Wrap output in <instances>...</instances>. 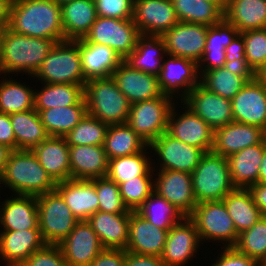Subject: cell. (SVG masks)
Listing matches in <instances>:
<instances>
[{"instance_id":"cell-14","label":"cell","mask_w":266,"mask_h":266,"mask_svg":"<svg viewBox=\"0 0 266 266\" xmlns=\"http://www.w3.org/2000/svg\"><path fill=\"white\" fill-rule=\"evenodd\" d=\"M132 19L145 36H162L179 22L171 0H134Z\"/></svg>"},{"instance_id":"cell-43","label":"cell","mask_w":266,"mask_h":266,"mask_svg":"<svg viewBox=\"0 0 266 266\" xmlns=\"http://www.w3.org/2000/svg\"><path fill=\"white\" fill-rule=\"evenodd\" d=\"M136 212L153 225L167 232L185 217L173 204L154 191Z\"/></svg>"},{"instance_id":"cell-5","label":"cell","mask_w":266,"mask_h":266,"mask_svg":"<svg viewBox=\"0 0 266 266\" xmlns=\"http://www.w3.org/2000/svg\"><path fill=\"white\" fill-rule=\"evenodd\" d=\"M49 84H74L85 86L79 40L57 42L39 69L32 76Z\"/></svg>"},{"instance_id":"cell-46","label":"cell","mask_w":266,"mask_h":266,"mask_svg":"<svg viewBox=\"0 0 266 266\" xmlns=\"http://www.w3.org/2000/svg\"><path fill=\"white\" fill-rule=\"evenodd\" d=\"M108 124L86 114L85 117L65 136L68 146H103Z\"/></svg>"},{"instance_id":"cell-61","label":"cell","mask_w":266,"mask_h":266,"mask_svg":"<svg viewBox=\"0 0 266 266\" xmlns=\"http://www.w3.org/2000/svg\"><path fill=\"white\" fill-rule=\"evenodd\" d=\"M258 183L266 184V147L262 157V162L260 164L259 174H258Z\"/></svg>"},{"instance_id":"cell-64","label":"cell","mask_w":266,"mask_h":266,"mask_svg":"<svg viewBox=\"0 0 266 266\" xmlns=\"http://www.w3.org/2000/svg\"><path fill=\"white\" fill-rule=\"evenodd\" d=\"M52 1L56 2L57 4L61 6L62 4L70 2L72 0H52Z\"/></svg>"},{"instance_id":"cell-42","label":"cell","mask_w":266,"mask_h":266,"mask_svg":"<svg viewBox=\"0 0 266 266\" xmlns=\"http://www.w3.org/2000/svg\"><path fill=\"white\" fill-rule=\"evenodd\" d=\"M179 22L213 26L224 19V11L209 0H171Z\"/></svg>"},{"instance_id":"cell-56","label":"cell","mask_w":266,"mask_h":266,"mask_svg":"<svg viewBox=\"0 0 266 266\" xmlns=\"http://www.w3.org/2000/svg\"><path fill=\"white\" fill-rule=\"evenodd\" d=\"M0 144L8 145L13 150H16V138L10 115L2 112H0Z\"/></svg>"},{"instance_id":"cell-52","label":"cell","mask_w":266,"mask_h":266,"mask_svg":"<svg viewBox=\"0 0 266 266\" xmlns=\"http://www.w3.org/2000/svg\"><path fill=\"white\" fill-rule=\"evenodd\" d=\"M99 17L132 19L134 0H94Z\"/></svg>"},{"instance_id":"cell-54","label":"cell","mask_w":266,"mask_h":266,"mask_svg":"<svg viewBox=\"0 0 266 266\" xmlns=\"http://www.w3.org/2000/svg\"><path fill=\"white\" fill-rule=\"evenodd\" d=\"M225 60L226 65L246 69L245 43L240 33L225 48Z\"/></svg>"},{"instance_id":"cell-41","label":"cell","mask_w":266,"mask_h":266,"mask_svg":"<svg viewBox=\"0 0 266 266\" xmlns=\"http://www.w3.org/2000/svg\"><path fill=\"white\" fill-rule=\"evenodd\" d=\"M34 109L41 110L78 104L84 98V86L44 83L41 91L34 92Z\"/></svg>"},{"instance_id":"cell-16","label":"cell","mask_w":266,"mask_h":266,"mask_svg":"<svg viewBox=\"0 0 266 266\" xmlns=\"http://www.w3.org/2000/svg\"><path fill=\"white\" fill-rule=\"evenodd\" d=\"M157 175L153 179V191L189 217L198 204L193 194L192 175L174 170H159Z\"/></svg>"},{"instance_id":"cell-63","label":"cell","mask_w":266,"mask_h":266,"mask_svg":"<svg viewBox=\"0 0 266 266\" xmlns=\"http://www.w3.org/2000/svg\"><path fill=\"white\" fill-rule=\"evenodd\" d=\"M218 5L223 11L226 10V8L229 5L230 0H209Z\"/></svg>"},{"instance_id":"cell-34","label":"cell","mask_w":266,"mask_h":266,"mask_svg":"<svg viewBox=\"0 0 266 266\" xmlns=\"http://www.w3.org/2000/svg\"><path fill=\"white\" fill-rule=\"evenodd\" d=\"M63 32L66 40L83 39L96 21L94 0H72L61 5Z\"/></svg>"},{"instance_id":"cell-29","label":"cell","mask_w":266,"mask_h":266,"mask_svg":"<svg viewBox=\"0 0 266 266\" xmlns=\"http://www.w3.org/2000/svg\"><path fill=\"white\" fill-rule=\"evenodd\" d=\"M83 76L86 81L110 77L123 59L111 48L79 39Z\"/></svg>"},{"instance_id":"cell-28","label":"cell","mask_w":266,"mask_h":266,"mask_svg":"<svg viewBox=\"0 0 266 266\" xmlns=\"http://www.w3.org/2000/svg\"><path fill=\"white\" fill-rule=\"evenodd\" d=\"M87 222L96 232L103 248L123 249L129 239L130 213L116 214L97 211Z\"/></svg>"},{"instance_id":"cell-62","label":"cell","mask_w":266,"mask_h":266,"mask_svg":"<svg viewBox=\"0 0 266 266\" xmlns=\"http://www.w3.org/2000/svg\"><path fill=\"white\" fill-rule=\"evenodd\" d=\"M254 76L266 85V63L254 74Z\"/></svg>"},{"instance_id":"cell-10","label":"cell","mask_w":266,"mask_h":266,"mask_svg":"<svg viewBox=\"0 0 266 266\" xmlns=\"http://www.w3.org/2000/svg\"><path fill=\"white\" fill-rule=\"evenodd\" d=\"M141 36L133 19H117L97 16L86 42L111 47L123 60L135 49Z\"/></svg>"},{"instance_id":"cell-7","label":"cell","mask_w":266,"mask_h":266,"mask_svg":"<svg viewBox=\"0 0 266 266\" xmlns=\"http://www.w3.org/2000/svg\"><path fill=\"white\" fill-rule=\"evenodd\" d=\"M41 237L45 244L58 245L80 221L56 191L36 197Z\"/></svg>"},{"instance_id":"cell-20","label":"cell","mask_w":266,"mask_h":266,"mask_svg":"<svg viewBox=\"0 0 266 266\" xmlns=\"http://www.w3.org/2000/svg\"><path fill=\"white\" fill-rule=\"evenodd\" d=\"M200 241L195 224L184 217L168 231L161 260L165 266H183L193 258Z\"/></svg>"},{"instance_id":"cell-24","label":"cell","mask_w":266,"mask_h":266,"mask_svg":"<svg viewBox=\"0 0 266 266\" xmlns=\"http://www.w3.org/2000/svg\"><path fill=\"white\" fill-rule=\"evenodd\" d=\"M32 152L55 183L71 179L69 146L65 137L49 136Z\"/></svg>"},{"instance_id":"cell-44","label":"cell","mask_w":266,"mask_h":266,"mask_svg":"<svg viewBox=\"0 0 266 266\" xmlns=\"http://www.w3.org/2000/svg\"><path fill=\"white\" fill-rule=\"evenodd\" d=\"M144 151L146 150L133 155L110 159L107 177L118 185L137 176H152V163Z\"/></svg>"},{"instance_id":"cell-38","label":"cell","mask_w":266,"mask_h":266,"mask_svg":"<svg viewBox=\"0 0 266 266\" xmlns=\"http://www.w3.org/2000/svg\"><path fill=\"white\" fill-rule=\"evenodd\" d=\"M87 114L85 99L78 104L41 110L42 124L50 136L65 137Z\"/></svg>"},{"instance_id":"cell-27","label":"cell","mask_w":266,"mask_h":266,"mask_svg":"<svg viewBox=\"0 0 266 266\" xmlns=\"http://www.w3.org/2000/svg\"><path fill=\"white\" fill-rule=\"evenodd\" d=\"M45 245L40 229L2 231L0 256L6 266H20L33 252Z\"/></svg>"},{"instance_id":"cell-47","label":"cell","mask_w":266,"mask_h":266,"mask_svg":"<svg viewBox=\"0 0 266 266\" xmlns=\"http://www.w3.org/2000/svg\"><path fill=\"white\" fill-rule=\"evenodd\" d=\"M234 247L260 263L266 256V216L241 232Z\"/></svg>"},{"instance_id":"cell-35","label":"cell","mask_w":266,"mask_h":266,"mask_svg":"<svg viewBox=\"0 0 266 266\" xmlns=\"http://www.w3.org/2000/svg\"><path fill=\"white\" fill-rule=\"evenodd\" d=\"M164 54L167 56L165 42L161 36L141 35L135 49L123 61L133 69L158 77Z\"/></svg>"},{"instance_id":"cell-30","label":"cell","mask_w":266,"mask_h":266,"mask_svg":"<svg viewBox=\"0 0 266 266\" xmlns=\"http://www.w3.org/2000/svg\"><path fill=\"white\" fill-rule=\"evenodd\" d=\"M266 147V139L227 157L232 186L248 189L258 183V174Z\"/></svg>"},{"instance_id":"cell-60","label":"cell","mask_w":266,"mask_h":266,"mask_svg":"<svg viewBox=\"0 0 266 266\" xmlns=\"http://www.w3.org/2000/svg\"><path fill=\"white\" fill-rule=\"evenodd\" d=\"M12 151L13 149L10 148L8 145L0 144V178L3 174V171Z\"/></svg>"},{"instance_id":"cell-13","label":"cell","mask_w":266,"mask_h":266,"mask_svg":"<svg viewBox=\"0 0 266 266\" xmlns=\"http://www.w3.org/2000/svg\"><path fill=\"white\" fill-rule=\"evenodd\" d=\"M206 122L213 130L234 121L231 100L196 85L181 102Z\"/></svg>"},{"instance_id":"cell-15","label":"cell","mask_w":266,"mask_h":266,"mask_svg":"<svg viewBox=\"0 0 266 266\" xmlns=\"http://www.w3.org/2000/svg\"><path fill=\"white\" fill-rule=\"evenodd\" d=\"M234 122L266 131V85L253 76L231 100Z\"/></svg>"},{"instance_id":"cell-1","label":"cell","mask_w":266,"mask_h":266,"mask_svg":"<svg viewBox=\"0 0 266 266\" xmlns=\"http://www.w3.org/2000/svg\"><path fill=\"white\" fill-rule=\"evenodd\" d=\"M20 35L65 41L61 6L52 0H13L8 7V26Z\"/></svg>"},{"instance_id":"cell-26","label":"cell","mask_w":266,"mask_h":266,"mask_svg":"<svg viewBox=\"0 0 266 266\" xmlns=\"http://www.w3.org/2000/svg\"><path fill=\"white\" fill-rule=\"evenodd\" d=\"M71 179L92 180L106 177L109 160L103 146H69Z\"/></svg>"},{"instance_id":"cell-12","label":"cell","mask_w":266,"mask_h":266,"mask_svg":"<svg viewBox=\"0 0 266 266\" xmlns=\"http://www.w3.org/2000/svg\"><path fill=\"white\" fill-rule=\"evenodd\" d=\"M208 26L178 22L161 37L167 55L187 58L197 64L204 54Z\"/></svg>"},{"instance_id":"cell-11","label":"cell","mask_w":266,"mask_h":266,"mask_svg":"<svg viewBox=\"0 0 266 266\" xmlns=\"http://www.w3.org/2000/svg\"><path fill=\"white\" fill-rule=\"evenodd\" d=\"M147 148L155 151L159 157L160 170H174L192 173L205 152L193 145L186 144L165 131Z\"/></svg>"},{"instance_id":"cell-50","label":"cell","mask_w":266,"mask_h":266,"mask_svg":"<svg viewBox=\"0 0 266 266\" xmlns=\"http://www.w3.org/2000/svg\"><path fill=\"white\" fill-rule=\"evenodd\" d=\"M153 176H137L118 184L125 206L130 211H136L153 192ZM152 179V180H151Z\"/></svg>"},{"instance_id":"cell-21","label":"cell","mask_w":266,"mask_h":266,"mask_svg":"<svg viewBox=\"0 0 266 266\" xmlns=\"http://www.w3.org/2000/svg\"><path fill=\"white\" fill-rule=\"evenodd\" d=\"M111 76L130 104L164 96L157 76L133 69L124 61Z\"/></svg>"},{"instance_id":"cell-49","label":"cell","mask_w":266,"mask_h":266,"mask_svg":"<svg viewBox=\"0 0 266 266\" xmlns=\"http://www.w3.org/2000/svg\"><path fill=\"white\" fill-rule=\"evenodd\" d=\"M240 34L245 43L246 70L255 74L266 63V28Z\"/></svg>"},{"instance_id":"cell-51","label":"cell","mask_w":266,"mask_h":266,"mask_svg":"<svg viewBox=\"0 0 266 266\" xmlns=\"http://www.w3.org/2000/svg\"><path fill=\"white\" fill-rule=\"evenodd\" d=\"M20 266H68L59 245L45 244L33 252Z\"/></svg>"},{"instance_id":"cell-55","label":"cell","mask_w":266,"mask_h":266,"mask_svg":"<svg viewBox=\"0 0 266 266\" xmlns=\"http://www.w3.org/2000/svg\"><path fill=\"white\" fill-rule=\"evenodd\" d=\"M89 266H125V250L104 248Z\"/></svg>"},{"instance_id":"cell-39","label":"cell","mask_w":266,"mask_h":266,"mask_svg":"<svg viewBox=\"0 0 266 266\" xmlns=\"http://www.w3.org/2000/svg\"><path fill=\"white\" fill-rule=\"evenodd\" d=\"M222 201L238 234L249 229L263 216L248 189H234Z\"/></svg>"},{"instance_id":"cell-32","label":"cell","mask_w":266,"mask_h":266,"mask_svg":"<svg viewBox=\"0 0 266 266\" xmlns=\"http://www.w3.org/2000/svg\"><path fill=\"white\" fill-rule=\"evenodd\" d=\"M238 34V30L225 19L208 27L204 54L198 63V70L201 69L200 77L206 71L226 66L225 48Z\"/></svg>"},{"instance_id":"cell-66","label":"cell","mask_w":266,"mask_h":266,"mask_svg":"<svg viewBox=\"0 0 266 266\" xmlns=\"http://www.w3.org/2000/svg\"><path fill=\"white\" fill-rule=\"evenodd\" d=\"M260 266H266V256H265V258L260 262Z\"/></svg>"},{"instance_id":"cell-36","label":"cell","mask_w":266,"mask_h":266,"mask_svg":"<svg viewBox=\"0 0 266 266\" xmlns=\"http://www.w3.org/2000/svg\"><path fill=\"white\" fill-rule=\"evenodd\" d=\"M224 19L239 33L266 28V0H230Z\"/></svg>"},{"instance_id":"cell-22","label":"cell","mask_w":266,"mask_h":266,"mask_svg":"<svg viewBox=\"0 0 266 266\" xmlns=\"http://www.w3.org/2000/svg\"><path fill=\"white\" fill-rule=\"evenodd\" d=\"M265 139L266 131L264 129L233 121L214 130L212 152L229 157L244 148L262 143Z\"/></svg>"},{"instance_id":"cell-18","label":"cell","mask_w":266,"mask_h":266,"mask_svg":"<svg viewBox=\"0 0 266 266\" xmlns=\"http://www.w3.org/2000/svg\"><path fill=\"white\" fill-rule=\"evenodd\" d=\"M58 245L68 266H89L104 249L87 220L79 221Z\"/></svg>"},{"instance_id":"cell-17","label":"cell","mask_w":266,"mask_h":266,"mask_svg":"<svg viewBox=\"0 0 266 266\" xmlns=\"http://www.w3.org/2000/svg\"><path fill=\"white\" fill-rule=\"evenodd\" d=\"M183 107L186 108L185 112L177 116L173 105L169 114L167 132L186 144L202 149L205 153L211 152L214 130L186 105Z\"/></svg>"},{"instance_id":"cell-59","label":"cell","mask_w":266,"mask_h":266,"mask_svg":"<svg viewBox=\"0 0 266 266\" xmlns=\"http://www.w3.org/2000/svg\"><path fill=\"white\" fill-rule=\"evenodd\" d=\"M13 0H0V29L8 26V7Z\"/></svg>"},{"instance_id":"cell-23","label":"cell","mask_w":266,"mask_h":266,"mask_svg":"<svg viewBox=\"0 0 266 266\" xmlns=\"http://www.w3.org/2000/svg\"><path fill=\"white\" fill-rule=\"evenodd\" d=\"M168 232L153 225L136 211L130 212L129 239L125 251L160 257Z\"/></svg>"},{"instance_id":"cell-31","label":"cell","mask_w":266,"mask_h":266,"mask_svg":"<svg viewBox=\"0 0 266 266\" xmlns=\"http://www.w3.org/2000/svg\"><path fill=\"white\" fill-rule=\"evenodd\" d=\"M0 205L3 231L39 229L36 196L18 195Z\"/></svg>"},{"instance_id":"cell-37","label":"cell","mask_w":266,"mask_h":266,"mask_svg":"<svg viewBox=\"0 0 266 266\" xmlns=\"http://www.w3.org/2000/svg\"><path fill=\"white\" fill-rule=\"evenodd\" d=\"M10 119L16 138V150H32L50 136L35 109L10 114Z\"/></svg>"},{"instance_id":"cell-65","label":"cell","mask_w":266,"mask_h":266,"mask_svg":"<svg viewBox=\"0 0 266 266\" xmlns=\"http://www.w3.org/2000/svg\"><path fill=\"white\" fill-rule=\"evenodd\" d=\"M3 38V29H0V60H1V41Z\"/></svg>"},{"instance_id":"cell-53","label":"cell","mask_w":266,"mask_h":266,"mask_svg":"<svg viewBox=\"0 0 266 266\" xmlns=\"http://www.w3.org/2000/svg\"><path fill=\"white\" fill-rule=\"evenodd\" d=\"M223 252L212 266H260L255 259L239 252L235 247H223Z\"/></svg>"},{"instance_id":"cell-19","label":"cell","mask_w":266,"mask_h":266,"mask_svg":"<svg viewBox=\"0 0 266 266\" xmlns=\"http://www.w3.org/2000/svg\"><path fill=\"white\" fill-rule=\"evenodd\" d=\"M169 56L163 61V65L158 76L162 93L173 98L175 93L181 89V102L187 97L188 93L200 83L198 64L187 58Z\"/></svg>"},{"instance_id":"cell-8","label":"cell","mask_w":266,"mask_h":266,"mask_svg":"<svg viewBox=\"0 0 266 266\" xmlns=\"http://www.w3.org/2000/svg\"><path fill=\"white\" fill-rule=\"evenodd\" d=\"M172 99L164 95L131 104L127 124L148 145L167 131Z\"/></svg>"},{"instance_id":"cell-25","label":"cell","mask_w":266,"mask_h":266,"mask_svg":"<svg viewBox=\"0 0 266 266\" xmlns=\"http://www.w3.org/2000/svg\"><path fill=\"white\" fill-rule=\"evenodd\" d=\"M55 190L63 197L72 214L80 221L87 220L98 211V196L91 180L68 179L56 183Z\"/></svg>"},{"instance_id":"cell-4","label":"cell","mask_w":266,"mask_h":266,"mask_svg":"<svg viewBox=\"0 0 266 266\" xmlns=\"http://www.w3.org/2000/svg\"><path fill=\"white\" fill-rule=\"evenodd\" d=\"M84 99L87 114L108 124H127L130 102L110 77L86 81Z\"/></svg>"},{"instance_id":"cell-9","label":"cell","mask_w":266,"mask_h":266,"mask_svg":"<svg viewBox=\"0 0 266 266\" xmlns=\"http://www.w3.org/2000/svg\"><path fill=\"white\" fill-rule=\"evenodd\" d=\"M196 226L200 240L226 241L225 247H234L239 234L223 201L198 203L189 216Z\"/></svg>"},{"instance_id":"cell-45","label":"cell","mask_w":266,"mask_h":266,"mask_svg":"<svg viewBox=\"0 0 266 266\" xmlns=\"http://www.w3.org/2000/svg\"><path fill=\"white\" fill-rule=\"evenodd\" d=\"M34 90L15 80L0 83V112L13 114L34 109Z\"/></svg>"},{"instance_id":"cell-33","label":"cell","mask_w":266,"mask_h":266,"mask_svg":"<svg viewBox=\"0 0 266 266\" xmlns=\"http://www.w3.org/2000/svg\"><path fill=\"white\" fill-rule=\"evenodd\" d=\"M253 76L251 71L244 68L226 65L206 71L200 83L209 91L232 100Z\"/></svg>"},{"instance_id":"cell-2","label":"cell","mask_w":266,"mask_h":266,"mask_svg":"<svg viewBox=\"0 0 266 266\" xmlns=\"http://www.w3.org/2000/svg\"><path fill=\"white\" fill-rule=\"evenodd\" d=\"M55 44L52 39L20 35L5 27L1 41L0 73L6 76L23 71L34 75Z\"/></svg>"},{"instance_id":"cell-58","label":"cell","mask_w":266,"mask_h":266,"mask_svg":"<svg viewBox=\"0 0 266 266\" xmlns=\"http://www.w3.org/2000/svg\"><path fill=\"white\" fill-rule=\"evenodd\" d=\"M248 190L251 192L254 204L266 216V184L256 183L251 185Z\"/></svg>"},{"instance_id":"cell-6","label":"cell","mask_w":266,"mask_h":266,"mask_svg":"<svg viewBox=\"0 0 266 266\" xmlns=\"http://www.w3.org/2000/svg\"><path fill=\"white\" fill-rule=\"evenodd\" d=\"M193 194L197 203L222 201L233 191L227 157L206 152L191 173Z\"/></svg>"},{"instance_id":"cell-3","label":"cell","mask_w":266,"mask_h":266,"mask_svg":"<svg viewBox=\"0 0 266 266\" xmlns=\"http://www.w3.org/2000/svg\"><path fill=\"white\" fill-rule=\"evenodd\" d=\"M0 182L15 192V195L37 197L56 188V183L41 166L32 150H13Z\"/></svg>"},{"instance_id":"cell-48","label":"cell","mask_w":266,"mask_h":266,"mask_svg":"<svg viewBox=\"0 0 266 266\" xmlns=\"http://www.w3.org/2000/svg\"><path fill=\"white\" fill-rule=\"evenodd\" d=\"M96 188L99 206L98 211L108 213H130L125 206L119 191V186L107 176L91 180Z\"/></svg>"},{"instance_id":"cell-40","label":"cell","mask_w":266,"mask_h":266,"mask_svg":"<svg viewBox=\"0 0 266 266\" xmlns=\"http://www.w3.org/2000/svg\"><path fill=\"white\" fill-rule=\"evenodd\" d=\"M108 160L147 150L143 141L128 124L109 125L103 144Z\"/></svg>"},{"instance_id":"cell-57","label":"cell","mask_w":266,"mask_h":266,"mask_svg":"<svg viewBox=\"0 0 266 266\" xmlns=\"http://www.w3.org/2000/svg\"><path fill=\"white\" fill-rule=\"evenodd\" d=\"M125 266H165L161 257L125 251Z\"/></svg>"}]
</instances>
